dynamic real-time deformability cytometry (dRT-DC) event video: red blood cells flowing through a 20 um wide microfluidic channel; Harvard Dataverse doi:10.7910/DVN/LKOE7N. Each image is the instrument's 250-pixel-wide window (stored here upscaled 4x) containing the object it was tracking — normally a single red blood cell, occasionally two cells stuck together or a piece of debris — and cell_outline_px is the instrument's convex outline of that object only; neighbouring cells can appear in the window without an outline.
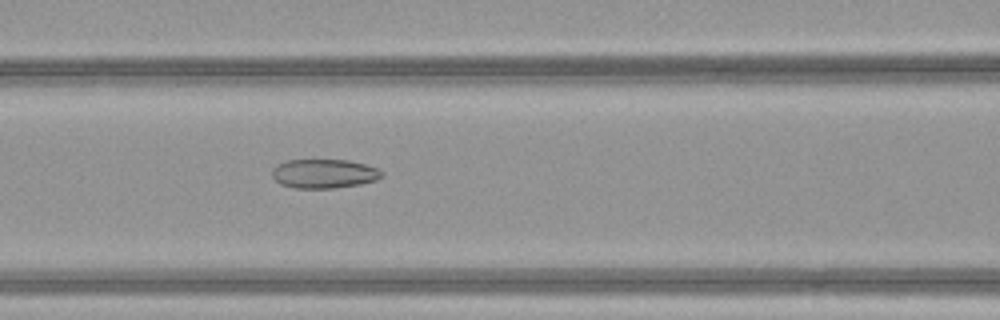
{"species": "common noctule bat (a hibernating species)", "species_latin": "Nyctalus noctula", "temperature_condition": "warm", "stored_images_in_passage": 51, "camera_frame_rate_fps": 3000, "um_per_image_px": 0.085, "animal": {"sex": "female", "body_mass_g": 21.9}, "frame": {"image": 1, "passage_image": 24, "time_ms": 7.667, "image_size_px": [1000, 320], "cell_outline_px": [[384, 176], [376, 180], [360, 184], [336, 188], [296, 188], [280, 184], [272, 176], [272, 168], [276, 164], [288, 160], [348, 160], [364, 164], [376, 168], [384, 172]], "centroid_in_image_um": [27.54, 14.76], "position_along_channel_um": 139.1, "area_um2": 18.67}}
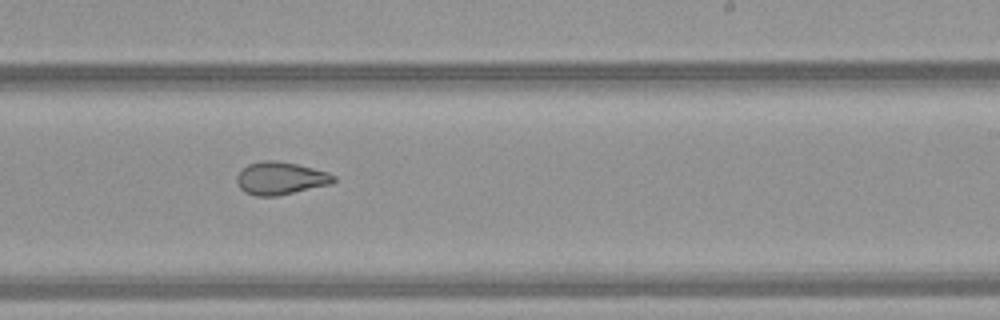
{"frame": {"image": 2, "passage_image": 33, "time_ms": 10.667, "image_size_px": [1000, 320], "cell_outline_px": [[336, 180], [332, 184], [276, 196], [256, 196], [244, 192], [236, 184], [236, 176], [248, 164], [264, 160], [276, 160], [296, 164], [328, 172], [336, 176]], "centroid_in_image_um": [23.84, 15.16], "position_along_channel_um": 265.2, "area_um2": 18.5}}
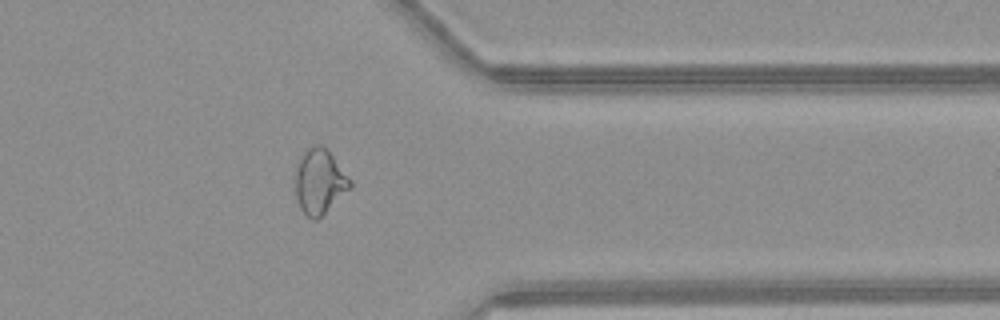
{"frame": {"image": 3, "passage_image": 42, "time_ms": 13.667, "image_size_px": [1000, 320], "cell_outline_px": [[352, 188], [316, 220], [312, 220], [300, 208], [296, 196], [296, 164], [300, 156], [312, 144], [320, 144], [328, 148], [352, 180]], "centroid_in_image_um": [27.19, 15.39], "position_along_channel_um": 384.2, "area_um2": 20.98}, "authors_computed_cell_mechanics": {"area_um2": 23.409, "velocity_mm_per_s": 4.212, "shape_relaxation_time_tau1_ms": null, "shape_relaxation_time_tau2_ms": 1.5214, "deformation_change_tau1": null, "deformation_change_tau2": 0.0822}}